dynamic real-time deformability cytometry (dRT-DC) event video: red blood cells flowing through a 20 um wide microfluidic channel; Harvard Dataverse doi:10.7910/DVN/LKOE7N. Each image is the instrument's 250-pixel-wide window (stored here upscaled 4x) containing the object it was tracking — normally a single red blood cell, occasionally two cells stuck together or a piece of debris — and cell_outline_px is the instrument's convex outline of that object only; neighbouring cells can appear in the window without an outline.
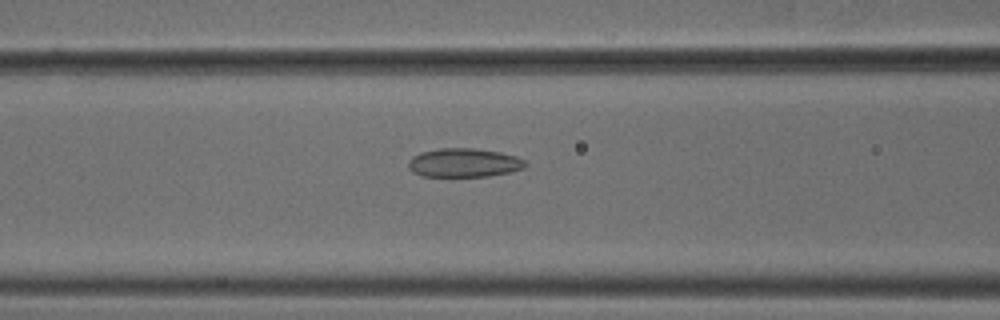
{"species": "common noctule bat (a hibernating species)", "species_latin": "Nyctalus noctula", "temperature_condition": "cold", "stored_images_in_passage": 15, "camera_frame_rate_fps": 3000, "um_per_image_px": 0.085, "animal": {"sex": "male", "body_mass_g": 18.8}, "frame": {"image": 1, "passage_image": 10, "time_ms": 3.0, "image_size_px": [1000, 320], "cell_outline_px": [[528, 164], [524, 168], [508, 172], [488, 176], [424, 176], [412, 172], [408, 168], [408, 160], [412, 156], [420, 152], [440, 148], [472, 148], [500, 152], [516, 156], [524, 160]], "centroid_in_image_um": [39.41, 13.83], "position_along_channel_um": 127.2, "area_um2": 19.65}}
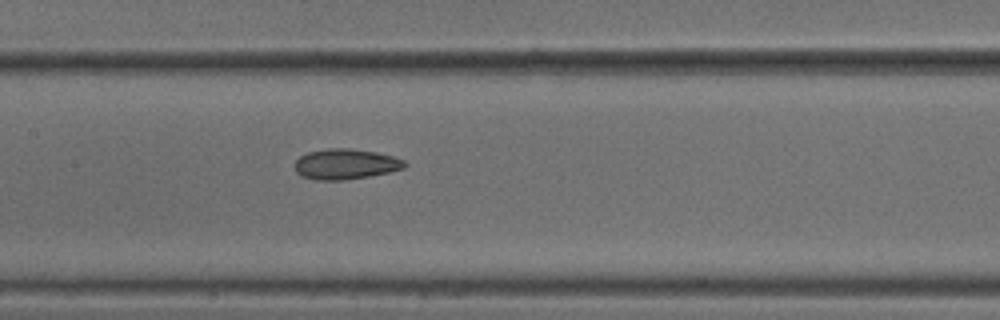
{"frame": {"image": 2, "passage_image": 14, "time_ms": 4.333, "image_size_px": [1000, 320], "cell_outline_px": [[408, 164], [404, 168], [388, 172], [368, 176], [344, 180], [316, 180], [304, 176], [296, 172], [296, 160], [300, 156], [308, 152], [328, 148], [348, 148], [376, 152], [392, 156], [404, 160]], "centroid_in_image_um": [29.39, 13.94], "position_along_channel_um": 178.0, "area_um2": 19.31}}